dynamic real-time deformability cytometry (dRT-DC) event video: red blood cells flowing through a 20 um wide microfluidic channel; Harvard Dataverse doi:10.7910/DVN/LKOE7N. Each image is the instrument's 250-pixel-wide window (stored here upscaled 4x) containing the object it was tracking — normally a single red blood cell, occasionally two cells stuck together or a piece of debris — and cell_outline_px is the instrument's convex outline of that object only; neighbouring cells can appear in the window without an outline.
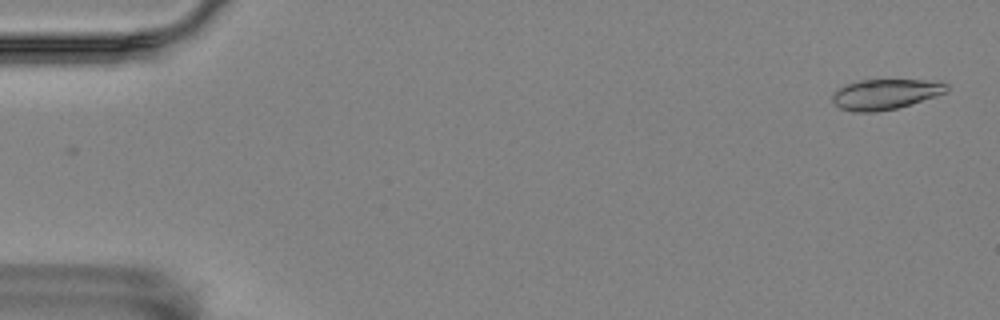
{"species": "Egyptian fruit bat (a non-hibernating species)", "species_latin": "Rousettus aegyptiacus", "temperature_condition": "room temperature", "stored_images_in_passage": 53, "camera_frame_rate_fps": 3000, "um_per_image_px": 0.085, "animal": {"sex": "female"}, "frame": {"image": 1, "passage_image": 2, "time_ms": 0.333, "image_size_px": [1000, 320], "cell_outline_px": [[948, 88], [944, 92], [936, 96], [896, 108], [876, 112], [852, 112], [840, 108], [832, 100], [832, 96], [840, 88], [848, 84], [860, 80], [920, 80], [948, 84]], "centroid_in_image_um": [75.22, 8.02], "position_along_channel_um": 9.8, "area_um2": 19.71}}
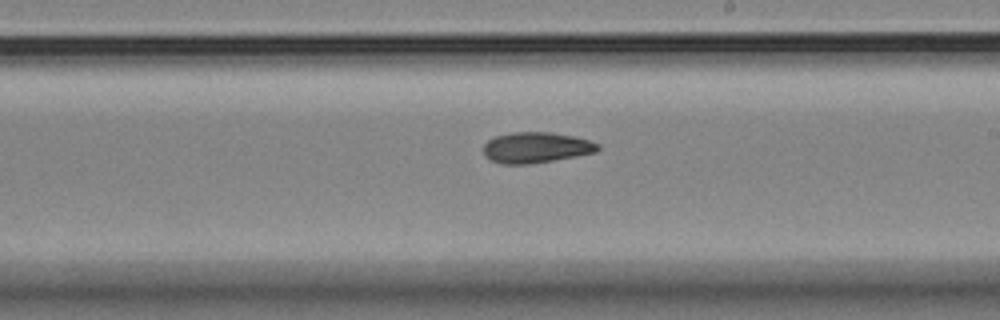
{"frame": {"image": 2, "passage_image": 33, "time_ms": 10.667, "image_size_px": [1000, 320], "cell_outline_px": [[600, 148], [596, 152], [576, 156], [528, 164], [500, 164], [484, 156], [484, 144], [488, 140], [496, 136], [512, 132], [552, 132], [572, 136], [588, 140], [600, 144]], "centroid_in_image_um": [45.55, 12.54], "position_along_channel_um": 243.4, "area_um2": 20.4}}
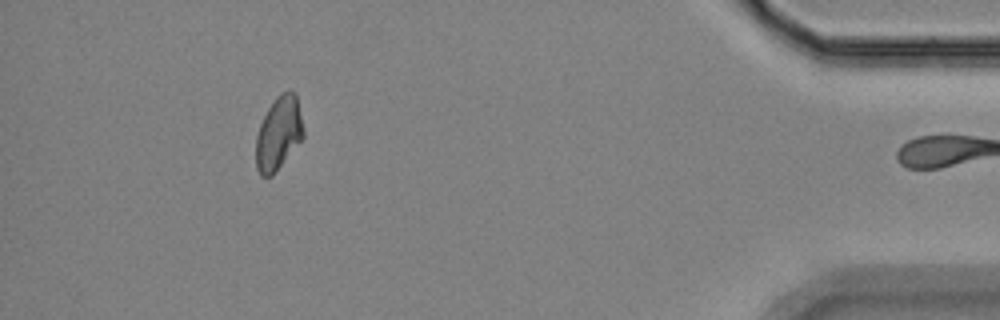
{"frame": {"image": 3, "passage_image": 52, "time_ms": 17.0, "image_size_px": [1000, 320], "cell_outline_px": [[304, 136], [272, 176], [260, 176], [256, 168], [256, 136], [260, 124], [268, 108], [276, 96], [280, 92], [296, 92], [304, 132]], "centroid_in_image_um": [23.67, 11.33], "position_along_channel_um": 411.5, "area_um2": 20.11}, "authors_computed_cell_mechanics": {"area_um2": 20.4612, "velocity_mm_per_s": 3.5275, "shape_relaxation_time_tau1_ms": 6.2024, "shape_relaxation_time_tau2_ms": null, "deformation_change_tau1": 0.1566, "deformation_change_tau2": null}}